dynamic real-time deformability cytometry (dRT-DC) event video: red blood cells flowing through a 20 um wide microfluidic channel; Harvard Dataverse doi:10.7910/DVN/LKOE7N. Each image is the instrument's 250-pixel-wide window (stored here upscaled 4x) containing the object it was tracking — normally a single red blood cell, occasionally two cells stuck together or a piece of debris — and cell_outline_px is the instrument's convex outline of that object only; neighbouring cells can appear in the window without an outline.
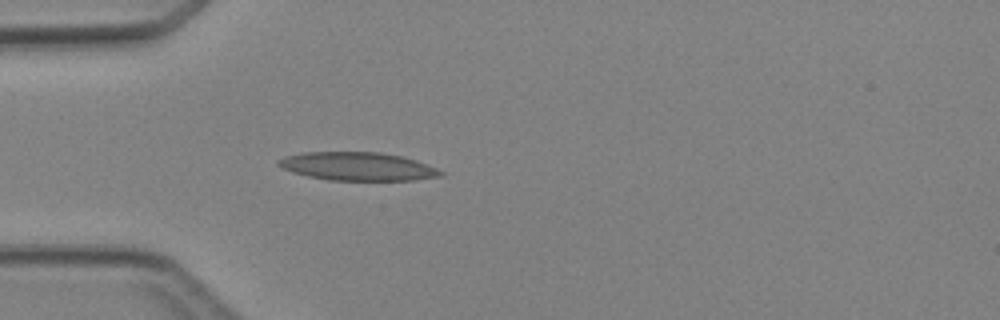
{"species": "Egyptian fruit bat (a non-hibernating species)", "species_latin": "Rousettus aegyptiacus", "temperature_condition": "cold", "stored_images_in_passage": 4, "camera_frame_rate_fps": 3000, "um_per_image_px": 0.085, "animal": {"sex": "female"}, "frame": {"image": 1, "passage_image": 4, "time_ms": 3.667, "image_size_px": [1000, 320], "cell_outline_px": [[444, 172], [440, 176], [412, 180], [328, 180], [308, 176], [292, 172], [276, 164], [276, 160], [284, 156], [304, 152], [380, 152], [404, 156], [416, 160], [436, 168]], "centroid_in_image_um": [30.37, 14.13], "position_along_channel_um": 54.6, "area_um2": 26.76}}